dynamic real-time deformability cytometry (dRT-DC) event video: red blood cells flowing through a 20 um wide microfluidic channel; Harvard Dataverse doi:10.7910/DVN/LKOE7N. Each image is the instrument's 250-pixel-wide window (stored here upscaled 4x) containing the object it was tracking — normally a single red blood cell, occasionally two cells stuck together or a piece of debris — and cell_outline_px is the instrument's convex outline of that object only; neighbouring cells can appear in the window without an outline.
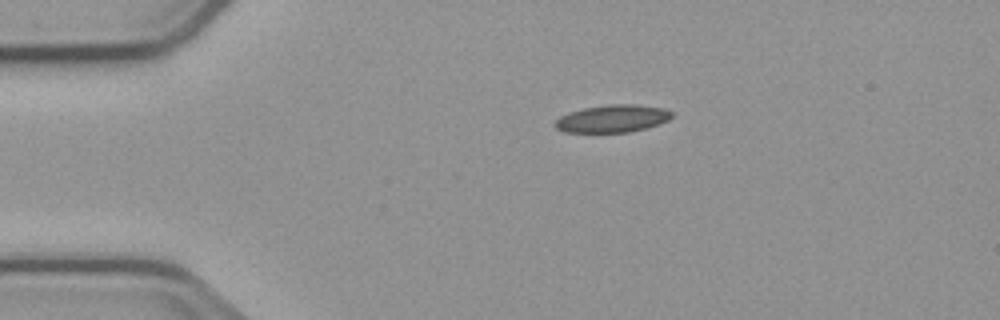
{"species": "common noctule bat (a hibernating species)", "species_latin": "Nyctalus noctula", "temperature_condition": "cold", "stored_images_in_passage": 4, "camera_frame_rate_fps": 3000, "um_per_image_px": 0.085, "animal": {"sex": "male", "body_mass_g": 23.1, "forearm_length_mm": 52.7}, "frame": {"image": 1, "passage_image": 1, "time_ms": 0.0, "image_size_px": [1000, 320], "cell_outline_px": [[672, 116], [668, 120], [644, 128], [628, 132], [564, 132], [556, 128], [552, 124], [560, 116], [568, 112], [584, 108], [608, 104], [636, 104], [664, 108], [672, 112]], "centroid_in_image_um": [52.01, 10.07], "position_along_channel_um": 33.0, "area_um2": 18.67}}
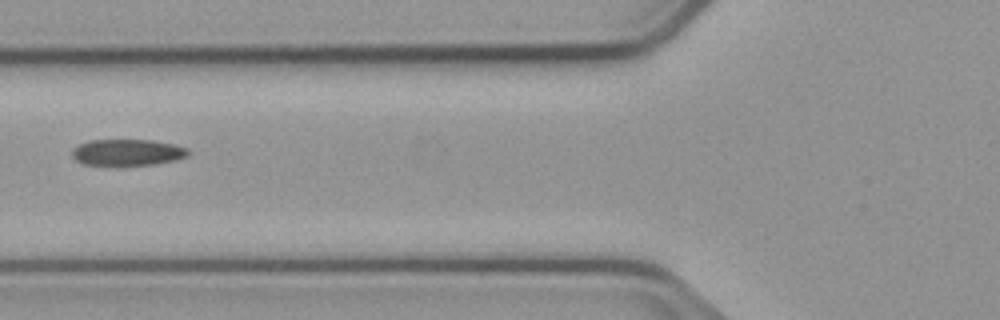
{"frame": {"image": 2, "passage_image": 3, "time_ms": 3.333, "image_size_px": [1000, 320], "cell_outline_px": [[188, 156], [176, 160], [156, 164], [84, 164], [76, 160], [72, 156], [72, 148], [88, 140], [152, 140], [176, 144], [188, 148]], "centroid_in_image_um": [10.86, 12.93], "position_along_channel_um": 114.9, "area_um2": 17.69}}
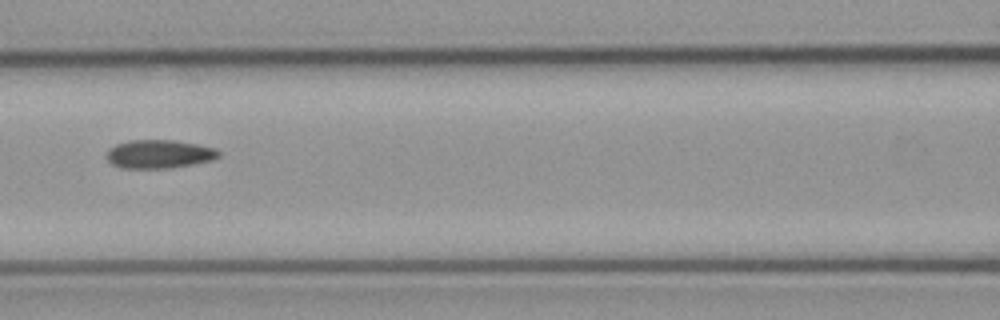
{"frame": {"image": 3, "passage_image": 4, "time_ms": 4.333, "image_size_px": [1000, 320], "cell_outline_px": [[220, 156], [212, 160], [192, 164], [168, 168], [120, 168], [112, 164], [104, 156], [108, 148], [116, 144], [128, 140], [176, 140], [216, 148], [220, 152]], "centroid_in_image_um": [13.49, 13.09], "position_along_channel_um": 153.1, "area_um2": 18.79}}